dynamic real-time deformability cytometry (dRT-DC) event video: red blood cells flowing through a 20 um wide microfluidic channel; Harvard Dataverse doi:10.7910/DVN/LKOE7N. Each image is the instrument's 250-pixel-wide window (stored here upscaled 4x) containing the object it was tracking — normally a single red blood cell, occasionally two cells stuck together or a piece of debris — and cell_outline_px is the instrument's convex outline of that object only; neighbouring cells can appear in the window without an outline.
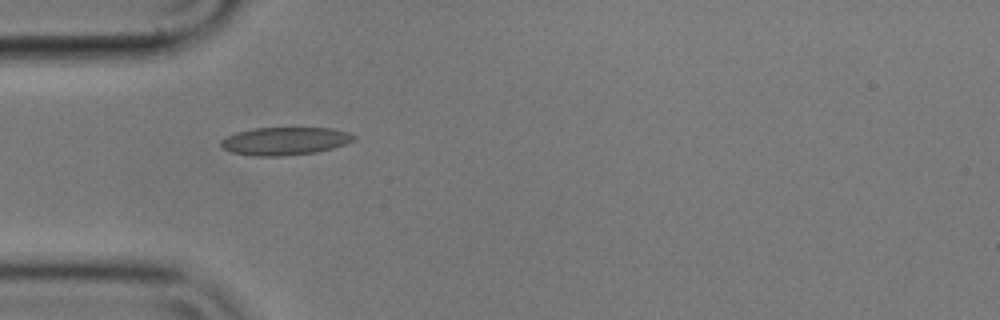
{"species": "common noctule bat (a hibernating species)", "species_latin": "Nyctalus noctula", "temperature_condition": "cold", "stored_images_in_passage": 1, "camera_frame_rate_fps": 3000, "um_per_image_px": 0.085, "animal": {"sex": "male", "body_mass_g": 17.9}, "frame": {"image": 1, "passage_image": 1, "time_ms": 0.0, "image_size_px": [1000, 320], "cell_outline_px": [[356, 140], [332, 148], [316, 152], [284, 156], [252, 156], [232, 152], [220, 148], [220, 140], [236, 132], [252, 128], [332, 128], [348, 132], [356, 136]], "centroid_in_image_um": [24.19, 11.99], "position_along_channel_um": 60.8, "area_um2": 21.73}}